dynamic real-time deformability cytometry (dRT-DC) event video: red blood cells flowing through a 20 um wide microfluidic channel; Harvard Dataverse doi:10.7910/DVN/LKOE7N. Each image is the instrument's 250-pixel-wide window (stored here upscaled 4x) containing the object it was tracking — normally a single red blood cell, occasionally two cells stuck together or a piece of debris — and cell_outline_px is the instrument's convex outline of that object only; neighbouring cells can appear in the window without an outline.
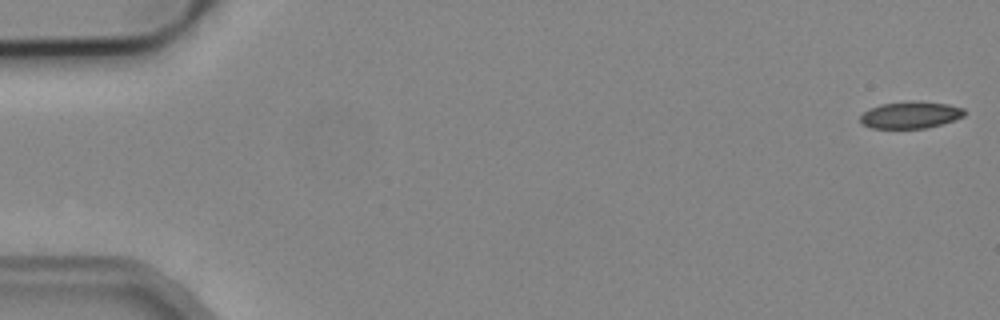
{"species": "common noctule bat (a hibernating species)", "species_latin": "Nyctalus noctula", "temperature_condition": "cold", "stored_images_in_passage": 5, "camera_frame_rate_fps": 3000, "um_per_image_px": 0.085, "animal": {"sex": "male", "body_mass_g": 19.2, "forearm_length_mm": 51.8}, "frame": {"image": 1, "passage_image": 1, "time_ms": 0.0, "image_size_px": [1000, 320], "cell_outline_px": [[964, 116], [956, 120], [928, 128], [872, 128], [860, 124], [860, 116], [864, 112], [880, 104], [948, 104], [964, 108]], "centroid_in_image_um": [77.39, 9.83], "position_along_channel_um": 7.6, "area_um2": 15.49}}
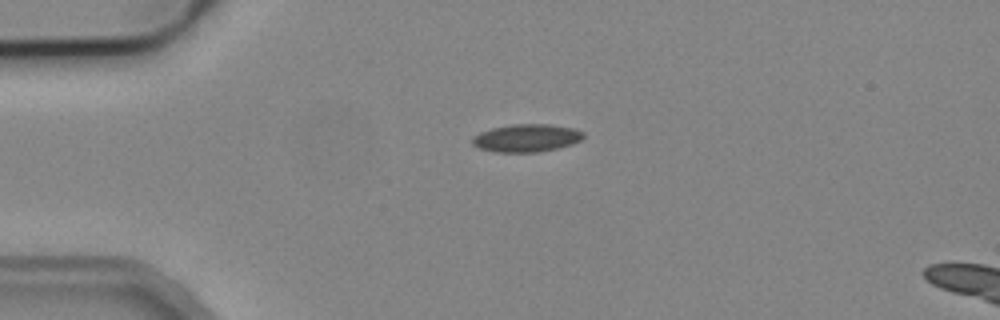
{"frame": {"image": 2, "passage_image": 4, "time_ms": 4.0, "image_size_px": [1000, 320], "cell_outline_px": [[584, 136], [580, 140], [572, 144], [540, 152], [496, 152], [480, 148], [472, 144], [472, 136], [480, 132], [492, 128], [512, 124], [548, 124], [572, 128], [584, 132]], "centroid_in_image_um": [44.74, 11.73], "position_along_channel_um": 40.3, "area_um2": 17.92}}